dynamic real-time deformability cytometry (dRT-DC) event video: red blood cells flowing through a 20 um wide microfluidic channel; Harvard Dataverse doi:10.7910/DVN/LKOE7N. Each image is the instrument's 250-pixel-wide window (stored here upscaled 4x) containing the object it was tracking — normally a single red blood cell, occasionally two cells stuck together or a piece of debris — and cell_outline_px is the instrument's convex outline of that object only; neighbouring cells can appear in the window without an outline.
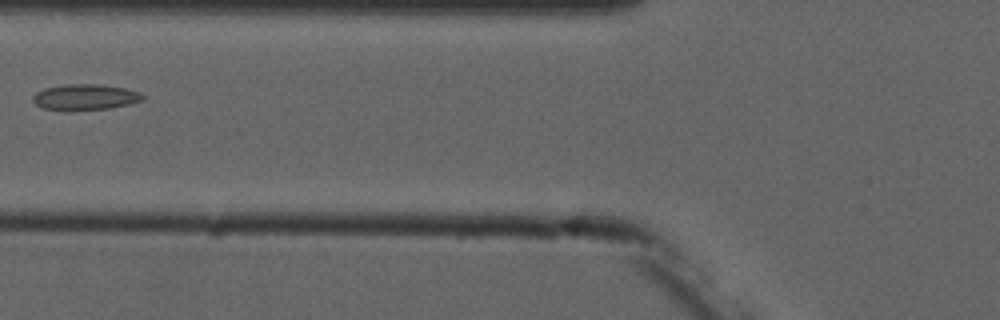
{"species": "common noctule bat (a hibernating species)", "species_latin": "Nyctalus noctula", "temperature_condition": "cold", "stored_images_in_passage": 6, "camera_frame_rate_fps": 3000, "um_per_image_px": 0.085, "animal": {"sex": "male", "forearm_length_mm": 52.5}, "frame": {"image": 1, "passage_image": 6, "time_ms": 6.0, "image_size_px": [1000, 320], "cell_outline_px": [[144, 100], [112, 108], [68, 112], [64, 112], [44, 108], [36, 104], [32, 100], [32, 96], [36, 92], [44, 88], [64, 84], [100, 84], [124, 88], [140, 92], [144, 96]], "centroid_in_image_um": [7.21, 8.27], "position_along_channel_um": 118.6, "area_um2": 16.99}}